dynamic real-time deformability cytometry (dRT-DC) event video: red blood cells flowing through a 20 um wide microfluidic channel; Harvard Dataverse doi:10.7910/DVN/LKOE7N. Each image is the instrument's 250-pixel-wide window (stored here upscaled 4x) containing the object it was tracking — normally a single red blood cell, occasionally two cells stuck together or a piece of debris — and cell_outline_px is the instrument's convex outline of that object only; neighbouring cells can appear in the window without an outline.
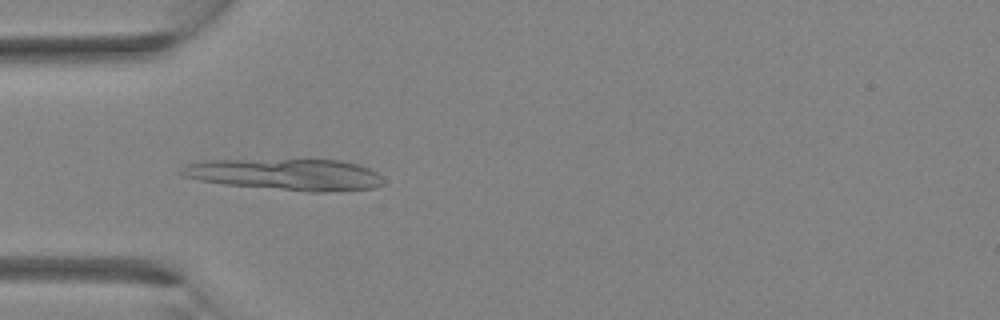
{"species": "Egyptian fruit bat (a non-hibernating species)", "species_latin": "Rousettus aegyptiacus", "temperature_condition": "room temperature", "stored_images_in_passage": 3, "camera_frame_rate_fps": 3000, "um_per_image_px": 0.085, "animal": {"sex": "female"}, "frame": {"image": 1, "passage_image": 3, "time_ms": 0.667, "image_size_px": [1000, 320], "cell_outline_px": [[384, 184], [376, 188], [324, 192], [308, 192], [224, 184], [200, 180], [180, 176], [176, 172], [184, 164], [204, 160], [340, 160], [360, 164], [376, 172], [380, 176]], "centroid_in_image_um": [24.25, 14.83], "position_along_channel_um": 60.7, "area_um2": 37.34}}